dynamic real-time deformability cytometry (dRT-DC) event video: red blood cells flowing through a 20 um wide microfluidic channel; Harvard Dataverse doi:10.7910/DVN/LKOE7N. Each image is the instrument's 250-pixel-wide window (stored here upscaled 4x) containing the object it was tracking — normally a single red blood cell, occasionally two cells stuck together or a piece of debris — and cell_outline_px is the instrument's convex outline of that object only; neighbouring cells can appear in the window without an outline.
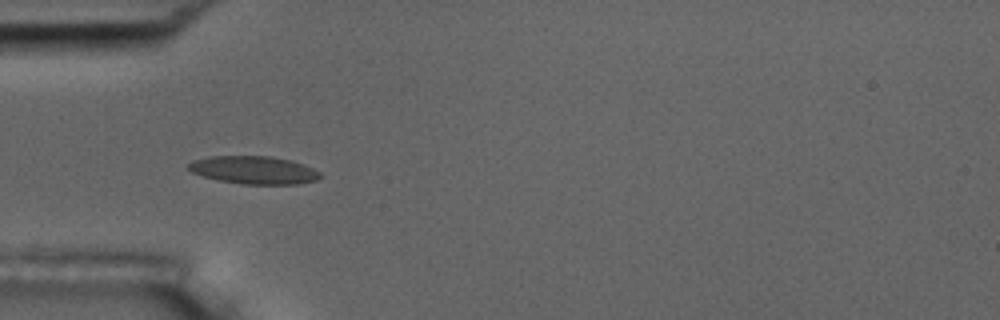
{"species": "common noctule bat (a hibernating species)", "species_latin": "Nyctalus noctula", "temperature_condition": "room temperature", "stored_images_in_passage": 15, "camera_frame_rate_fps": 3000, "um_per_image_px": 0.085, "animal": {"sex": "male", "body_mass_g": 17.5, "forearm_length_mm": 52.3}, "frame": {"image": 1, "passage_image": 5, "time_ms": 5.333, "image_size_px": [1000, 320], "cell_outline_px": [[320, 176], [316, 180], [296, 184], [240, 184], [220, 180], [204, 176], [192, 172], [184, 164], [192, 160], [208, 156], [272, 156], [292, 160], [312, 168], [320, 172]], "centroid_in_image_um": [21.53, 14.44], "position_along_channel_um": 63.5, "area_um2": 21.44}, "authors_computed_cell_mechanics": {"area_um2": 20.3456, "velocity_mm_per_s": 3.6504, "shape_relaxation_time_tau1_ms": 1.6716, "shape_relaxation_time_tau2_ms": 0.8655, "deformation_change_tau1": 0.1054, "deformation_change_tau2": 0.0727}}